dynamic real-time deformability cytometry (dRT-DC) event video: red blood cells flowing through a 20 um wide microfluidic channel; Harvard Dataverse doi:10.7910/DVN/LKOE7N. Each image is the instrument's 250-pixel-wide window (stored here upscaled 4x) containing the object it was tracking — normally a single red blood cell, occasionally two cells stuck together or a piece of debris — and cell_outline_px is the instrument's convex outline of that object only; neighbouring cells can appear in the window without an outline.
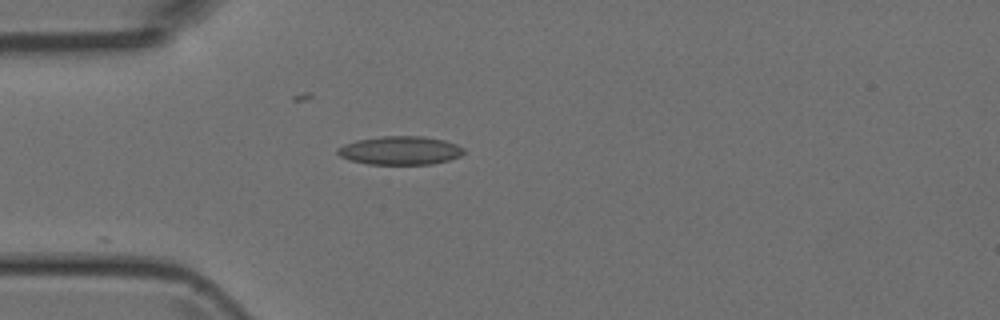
{"species": "Egyptian fruit bat (a non-hibernating species)", "species_latin": "Rousettus aegyptiacus", "temperature_condition": "room temperature", "stored_images_in_passage": 16, "camera_frame_rate_fps": 3000, "um_per_image_px": 0.085, "animal": {"sex": "female"}, "frame": {"image": 1, "passage_image": 1, "time_ms": 0.0, "image_size_px": [1000, 320], "cell_outline_px": [[464, 152], [460, 156], [448, 160], [432, 164], [368, 164], [348, 160], [340, 156], [336, 152], [336, 148], [344, 144], [356, 140], [380, 136], [424, 136], [444, 140], [456, 144], [464, 148]], "centroid_in_image_um": [33.98, 12.78], "position_along_channel_um": 51.0, "area_um2": 21.1}}
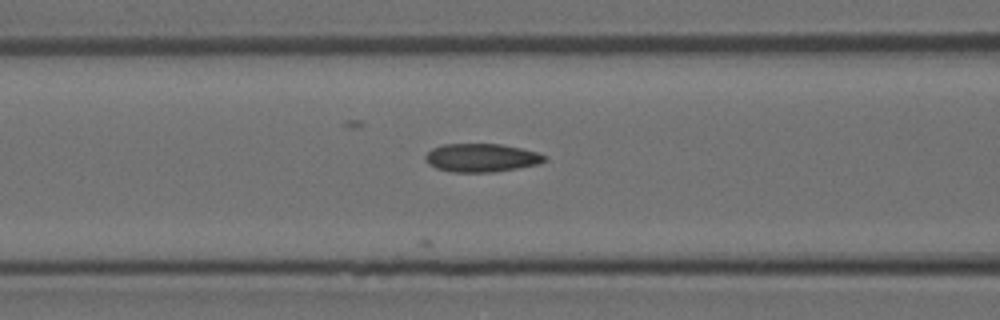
{"frame": {"image": 2, "passage_image": 7, "time_ms": 2.0, "image_size_px": [1000, 320], "cell_outline_px": [[548, 160], [540, 164], [496, 172], [452, 172], [436, 168], [428, 164], [424, 160], [424, 156], [432, 148], [444, 144], [500, 144], [520, 148], [536, 152], [544, 156]], "centroid_in_image_um": [40.9, 13.42], "position_along_channel_um": 125.7, "area_um2": 19.77}}
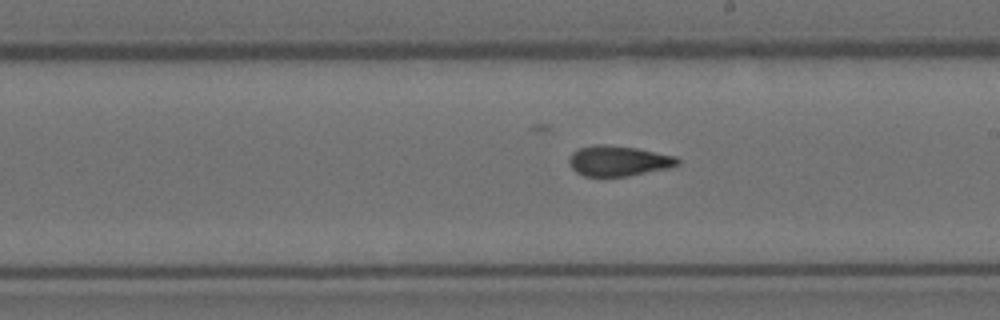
{"frame": {"image": 3, "passage_image": 15, "time_ms": 4.667, "image_size_px": [1000, 320], "cell_outline_px": [[680, 164], [668, 168], [628, 176], [584, 176], [576, 172], [568, 164], [568, 160], [572, 152], [580, 148], [592, 144], [604, 144], [636, 148], [676, 156], [680, 160]], "centroid_in_image_um": [52.55, 13.67], "position_along_channel_um": 236.5, "area_um2": 19.25}}